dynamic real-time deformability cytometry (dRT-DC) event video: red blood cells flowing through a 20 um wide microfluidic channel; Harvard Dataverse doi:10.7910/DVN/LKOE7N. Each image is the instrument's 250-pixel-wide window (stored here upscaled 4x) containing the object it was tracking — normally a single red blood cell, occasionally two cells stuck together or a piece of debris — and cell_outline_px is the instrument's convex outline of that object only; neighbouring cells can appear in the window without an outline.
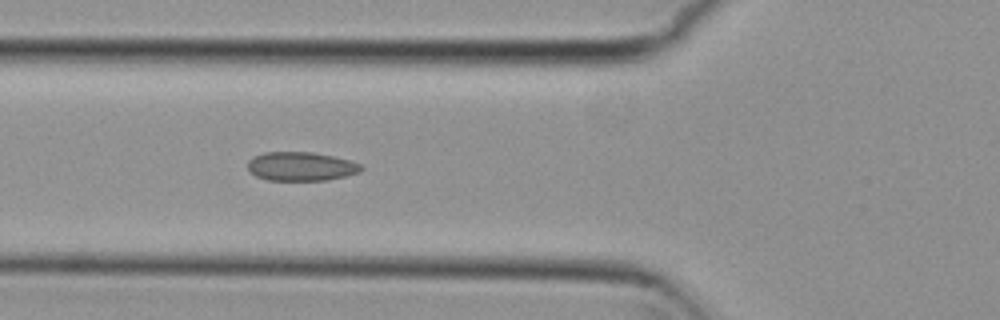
{"species": "common noctule bat (a hibernating species)", "species_latin": "Nyctalus noctula", "temperature_condition": "cold", "stored_images_in_passage": 5, "camera_frame_rate_fps": 3000, "um_per_image_px": 0.085, "animal": {"sex": "female", "body_mass_g": 29.2, "forearm_length_mm": 56.3}, "frame": {"image": 1, "passage_image": 5, "time_ms": 1.333, "image_size_px": [1000, 320], "cell_outline_px": [[364, 168], [360, 172], [328, 180], [268, 180], [256, 176], [248, 168], [248, 160], [252, 156], [264, 152], [312, 152], [352, 160], [360, 164]], "centroid_in_image_um": [25.59, 14.13], "position_along_channel_um": 100.2, "area_um2": 19.13}}